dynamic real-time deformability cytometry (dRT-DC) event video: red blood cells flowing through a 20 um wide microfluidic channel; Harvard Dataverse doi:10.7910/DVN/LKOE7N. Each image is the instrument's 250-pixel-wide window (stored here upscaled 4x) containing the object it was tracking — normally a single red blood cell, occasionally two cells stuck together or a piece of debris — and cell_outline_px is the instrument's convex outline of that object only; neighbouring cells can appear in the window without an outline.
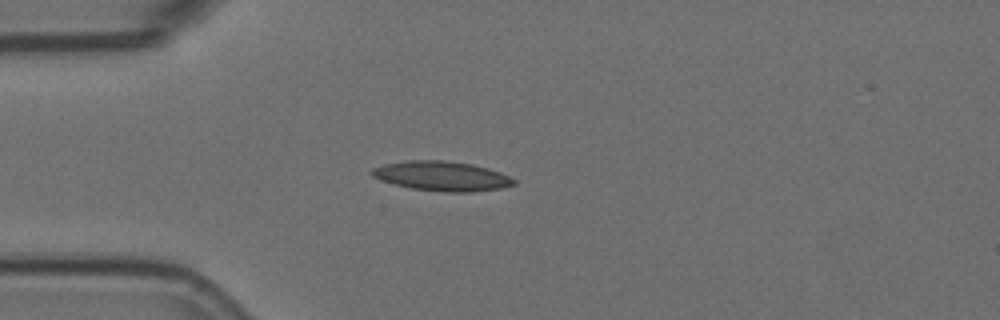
{"species": "Egyptian fruit bat (a non-hibernating species)", "species_latin": "Rousettus aegyptiacus", "temperature_condition": "room temperature", "stored_images_in_passage": 4, "segment_of_instrument_passage": [1, 2], "camera_frame_rate_fps": 3000, "um_per_image_px": 0.085, "animal": {"sex": "female"}, "frame": {"image": 1, "passage_image": 3, "time_ms": 0.667, "image_size_px": [1000, 320], "cell_outline_px": [[516, 184], [500, 188], [472, 192], [444, 192], [412, 188], [380, 180], [372, 176], [368, 172], [372, 168], [384, 164], [408, 160], [444, 160], [472, 164], [488, 168], [500, 172], [516, 180]], "centroid_in_image_um": [37.54, 14.96], "position_along_channel_um": 47.5, "area_um2": 24.51}}